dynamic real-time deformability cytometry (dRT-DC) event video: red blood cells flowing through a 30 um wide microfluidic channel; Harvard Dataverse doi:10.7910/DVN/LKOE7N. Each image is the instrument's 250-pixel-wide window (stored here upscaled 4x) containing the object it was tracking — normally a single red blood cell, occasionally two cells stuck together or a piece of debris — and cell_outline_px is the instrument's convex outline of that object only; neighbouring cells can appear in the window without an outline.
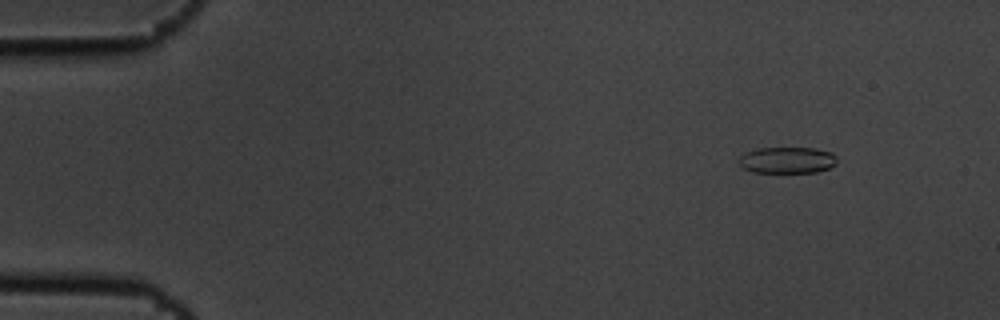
{"species": "common noctule bat (a hibernating species)", "species_latin": "Nyctalus noctula", "temperature_condition": "cold", "stored_images_in_passage": 5, "camera_frame_rate_fps": 3000, "um_per_image_px": 0.085, "animal": {"sex": "male", "body_mass_g": 19.5, "forearm_length_mm": 54.6}, "frame": {"image": 1, "passage_image": 2, "time_ms": 0.333, "image_size_px": [1000, 320], "cell_outline_px": [[836, 164], [828, 168], [816, 172], [752, 172], [744, 168], [736, 160], [744, 152], [756, 148], [816, 148], [832, 152], [836, 156]], "centroid_in_image_um": [66.89, 13.6], "position_along_channel_um": 18.1, "area_um2": 15.2}}